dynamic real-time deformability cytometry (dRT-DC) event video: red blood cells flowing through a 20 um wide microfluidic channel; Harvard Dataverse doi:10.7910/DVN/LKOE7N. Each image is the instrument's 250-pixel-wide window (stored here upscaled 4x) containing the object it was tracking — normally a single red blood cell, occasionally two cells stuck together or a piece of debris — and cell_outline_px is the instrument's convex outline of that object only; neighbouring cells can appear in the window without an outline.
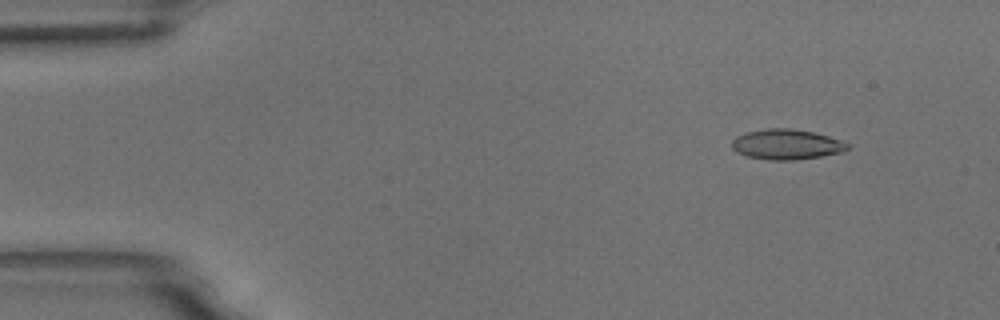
{"species": "common noctule bat (a hibernating species)", "species_latin": "Nyctalus noctula", "temperature_condition": "room temperature", "stored_images_in_passage": 5, "camera_frame_rate_fps": 3000, "um_per_image_px": 0.085, "animal": {"sex": "male", "body_mass_g": 18.8}, "frame": {"image": 1, "passage_image": 2, "time_ms": 0.333, "image_size_px": [1000, 320], "cell_outline_px": [[848, 148], [844, 152], [796, 160], [768, 160], [748, 156], [736, 152], [732, 148], [732, 140], [736, 136], [748, 132], [768, 128], [788, 128], [812, 132], [828, 136], [840, 140], [848, 144]], "centroid_in_image_um": [66.84, 12.28], "position_along_channel_um": 18.2, "area_um2": 20.23}}
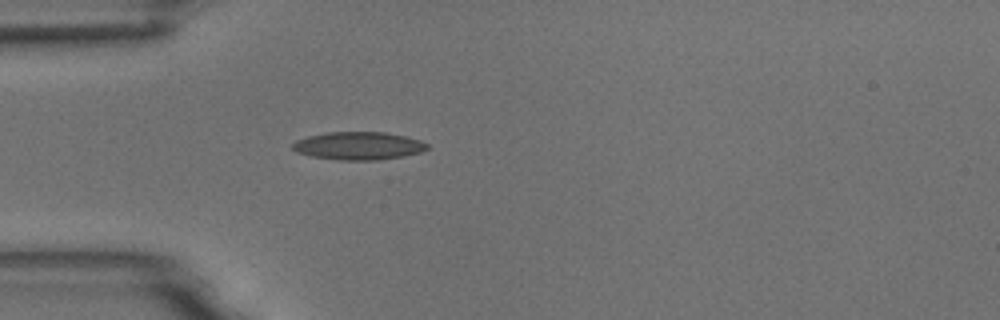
{"frame": {"image": 2, "passage_image": 5, "time_ms": 1.333, "image_size_px": [1000, 320], "cell_outline_px": [[428, 148], [420, 152], [404, 156], [380, 160], [336, 160], [312, 156], [296, 152], [292, 148], [292, 144], [296, 140], [308, 136], [328, 132], [384, 132], [404, 136], [420, 140], [428, 144]], "centroid_in_image_um": [30.46, 12.4], "position_along_channel_um": 54.5, "area_um2": 21.91}}